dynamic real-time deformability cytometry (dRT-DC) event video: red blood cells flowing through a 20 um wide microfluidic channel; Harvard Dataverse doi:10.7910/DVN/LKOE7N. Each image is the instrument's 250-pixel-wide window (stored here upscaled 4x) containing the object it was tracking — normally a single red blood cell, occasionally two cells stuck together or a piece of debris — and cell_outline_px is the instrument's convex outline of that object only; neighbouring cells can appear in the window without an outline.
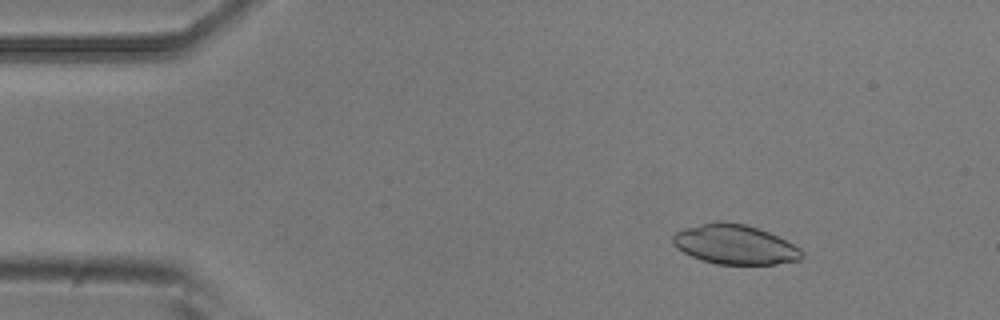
{"species": "common noctule bat (a hibernating species)", "species_latin": "Nyctalus noctula", "temperature_condition": "room temperature", "stored_images_in_passage": 54, "camera_frame_rate_fps": 3000, "um_per_image_px": 0.085, "animal": {"sex": "male", "body_mass_g": 20.5, "forearm_length_mm": 52.5}, "frame": {"image": 1, "passage_image": 7, "time_ms": 2.0, "image_size_px": [1000, 320], "cell_outline_px": [[804, 256], [800, 260], [776, 264], [716, 264], [700, 260], [676, 248], [672, 240], [672, 236], [676, 232], [684, 228], [720, 220], [744, 224], [768, 232], [800, 248], [804, 252]], "centroid_in_image_um": [62.45, 20.79], "position_along_channel_um": 22.5, "area_um2": 29.65}}
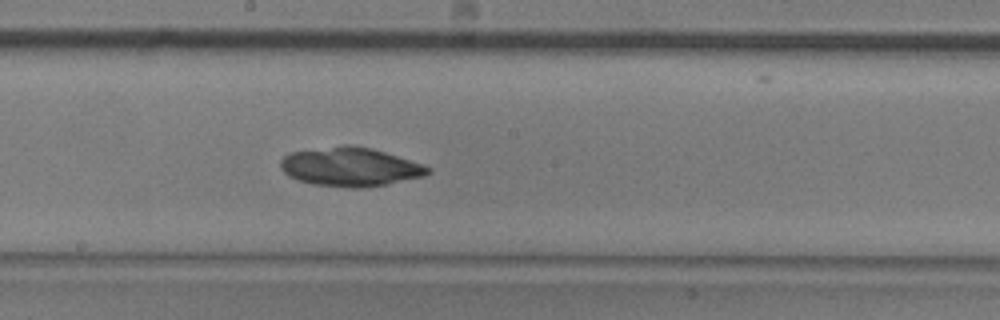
{"frame": {"image": 2, "passage_image": 29, "time_ms": 9.333, "image_size_px": [1000, 320], "cell_outline_px": [[432, 172], [424, 176], [388, 184], [360, 188], [348, 188], [312, 184], [288, 176], [280, 168], [280, 160], [284, 156], [292, 152], [344, 144], [352, 144], [372, 148], [432, 168]], "centroid_in_image_um": [29.75, 14.18], "position_along_channel_um": 218.4, "area_um2": 33.35}}
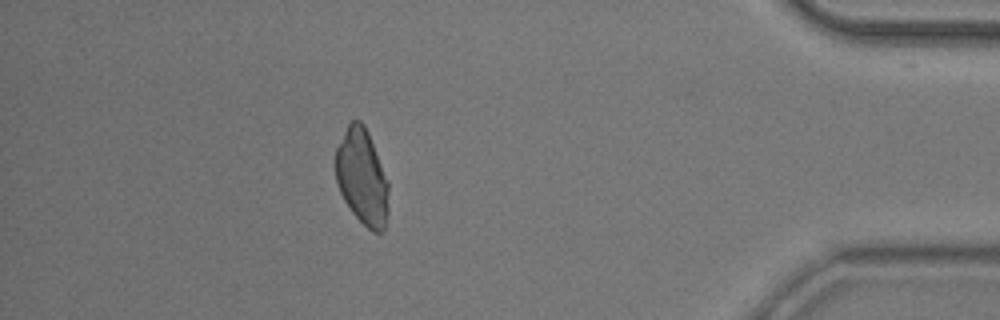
{"frame": {"image": 3, "passage_image": 48, "time_ms": 15.667, "image_size_px": [1000, 320], "cell_outline_px": [[388, 212], [384, 232], [372, 232], [352, 212], [344, 200], [340, 192], [336, 180], [336, 148], [348, 124], [352, 120], [360, 120], [364, 124], [368, 132], [388, 180]], "centroid_in_image_um": [30.79, 15.06], "position_along_channel_um": 404.4, "area_um2": 29.54}}